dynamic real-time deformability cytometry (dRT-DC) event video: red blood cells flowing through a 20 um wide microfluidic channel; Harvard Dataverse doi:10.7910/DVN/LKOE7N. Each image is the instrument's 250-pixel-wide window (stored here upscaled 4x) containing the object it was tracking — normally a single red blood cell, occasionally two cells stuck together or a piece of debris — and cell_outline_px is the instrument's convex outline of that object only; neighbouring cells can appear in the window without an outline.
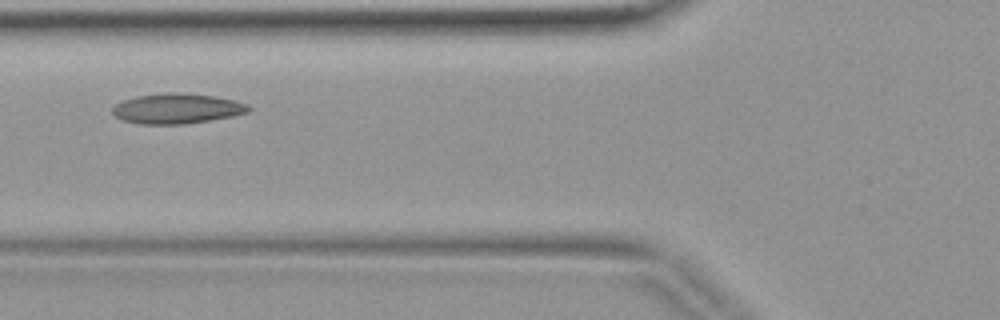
{"species": "common noctule bat (a hibernating species)", "species_latin": "Nyctalus noctula", "temperature_condition": "warm", "stored_images_in_passage": 2, "camera_frame_rate_fps": 3000, "um_per_image_px": 0.085, "animal": {"sex": "female", "body_mass_g": 19.9}, "frame": {"image": 1, "passage_image": 2, "time_ms": 0.333, "image_size_px": [1000, 320], "cell_outline_px": [[252, 108], [248, 112], [232, 116], [184, 124], [140, 124], [124, 120], [116, 116], [112, 112], [112, 108], [116, 104], [124, 100], [136, 96], [164, 92], [172, 92], [216, 96], [248, 104]], "centroid_in_image_um": [15.04, 9.22], "position_along_channel_um": 110.8, "area_um2": 23.76}}